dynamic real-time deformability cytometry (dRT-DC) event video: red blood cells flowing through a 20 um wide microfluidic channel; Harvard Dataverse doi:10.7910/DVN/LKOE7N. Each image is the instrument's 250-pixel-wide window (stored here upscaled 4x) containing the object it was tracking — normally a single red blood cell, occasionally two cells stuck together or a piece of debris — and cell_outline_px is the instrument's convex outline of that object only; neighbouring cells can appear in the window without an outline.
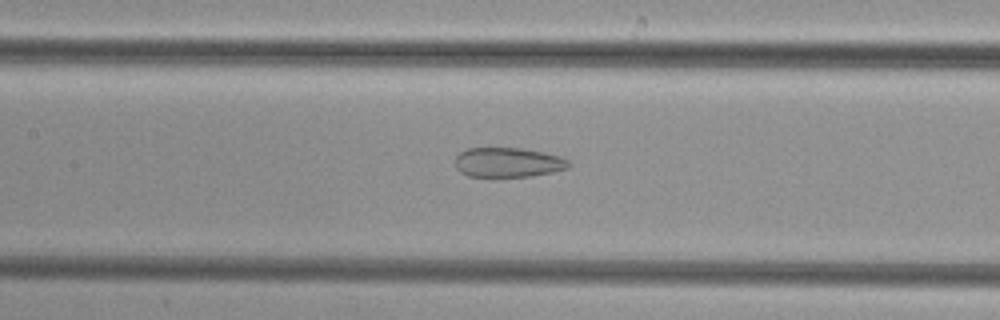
{"species": "common noctule bat (a hibernating species)", "species_latin": "Nyctalus noctula", "temperature_condition": "cold", "stored_images_in_passage": 41, "camera_frame_rate_fps": 3000, "um_per_image_px": 0.085, "animal": {"sex": "female", "body_mass_g": 29.2, "forearm_length_mm": 56.3}, "frame": {"image": 1, "passage_image": 23, "time_ms": 7.333, "image_size_px": [1000, 320], "cell_outline_px": [[572, 164], [568, 168], [552, 172], [532, 176], [468, 176], [460, 172], [456, 168], [456, 156], [460, 152], [468, 148], [520, 148], [544, 152], [560, 156], [568, 160]], "centroid_in_image_um": [43.2, 13.8], "position_along_channel_um": 164.2, "area_um2": 19.59}}
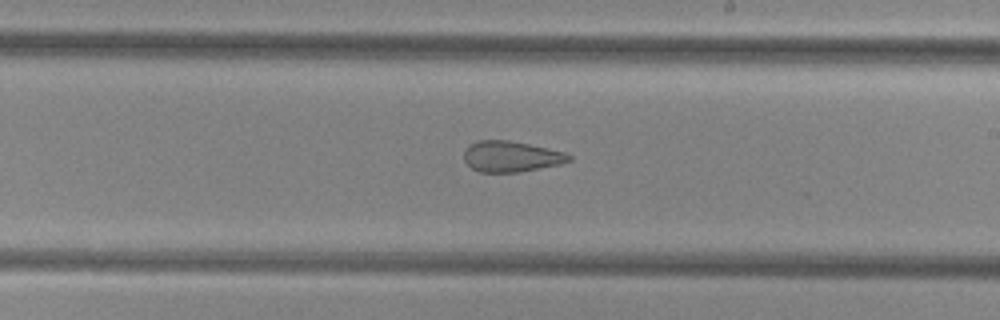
{"frame": {"image": 2, "passage_image": 29, "time_ms": 9.333, "image_size_px": [1000, 320], "cell_outline_px": [[572, 160], [560, 164], [520, 172], [480, 172], [472, 168], [464, 160], [464, 152], [468, 144], [476, 140], [508, 140], [528, 144], [564, 152], [572, 156]], "centroid_in_image_um": [43.42, 13.3], "position_along_channel_um": 245.6, "area_um2": 18.84}}
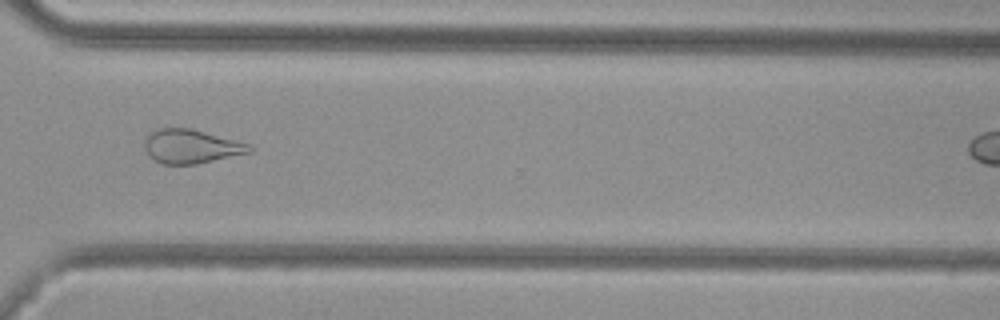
{"frame": {"image": 3, "passage_image": 37, "time_ms": 12.0, "image_size_px": [1000, 320], "cell_outline_px": [[256, 148], [252, 152], [196, 164], [164, 164], [148, 156], [144, 148], [144, 140], [152, 132], [160, 128], [192, 128], [248, 144]], "centroid_in_image_um": [16.25, 12.45], "position_along_channel_um": 354.3, "area_um2": 20.63}}